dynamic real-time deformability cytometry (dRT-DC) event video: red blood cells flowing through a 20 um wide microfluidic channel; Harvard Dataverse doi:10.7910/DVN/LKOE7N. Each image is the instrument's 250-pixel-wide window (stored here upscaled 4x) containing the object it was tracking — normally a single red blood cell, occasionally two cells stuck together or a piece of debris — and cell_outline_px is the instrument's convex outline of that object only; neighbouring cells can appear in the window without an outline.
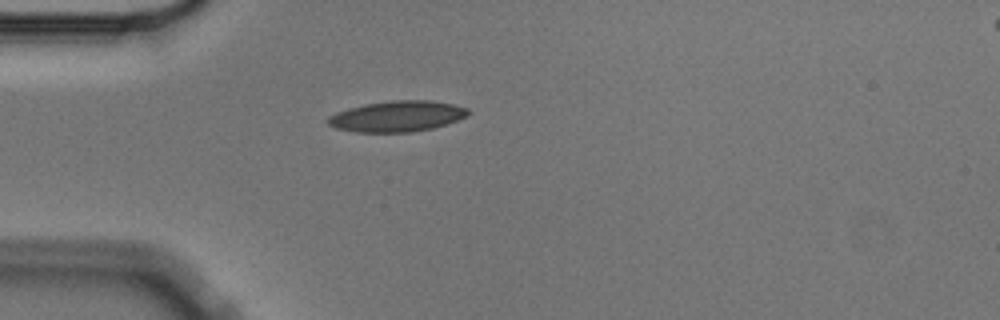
{"species": "Egyptian fruit bat (a non-hibernating species)", "species_latin": "Rousettus aegyptiacus", "temperature_condition": "cold", "stored_images_in_passage": 2, "camera_frame_rate_fps": 3000, "um_per_image_px": 0.085, "animal": {"sex": "male"}, "frame": {"image": 1, "passage_image": 1, "time_ms": 0.0, "image_size_px": [1000, 320], "cell_outline_px": [[472, 112], [468, 116], [432, 128], [412, 132], [356, 132], [336, 128], [328, 124], [328, 116], [336, 112], [348, 108], [364, 104], [392, 100], [428, 100], [452, 104], [468, 108]], "centroid_in_image_um": [33.75, 9.88], "position_along_channel_um": 51.2, "area_um2": 25.14}}